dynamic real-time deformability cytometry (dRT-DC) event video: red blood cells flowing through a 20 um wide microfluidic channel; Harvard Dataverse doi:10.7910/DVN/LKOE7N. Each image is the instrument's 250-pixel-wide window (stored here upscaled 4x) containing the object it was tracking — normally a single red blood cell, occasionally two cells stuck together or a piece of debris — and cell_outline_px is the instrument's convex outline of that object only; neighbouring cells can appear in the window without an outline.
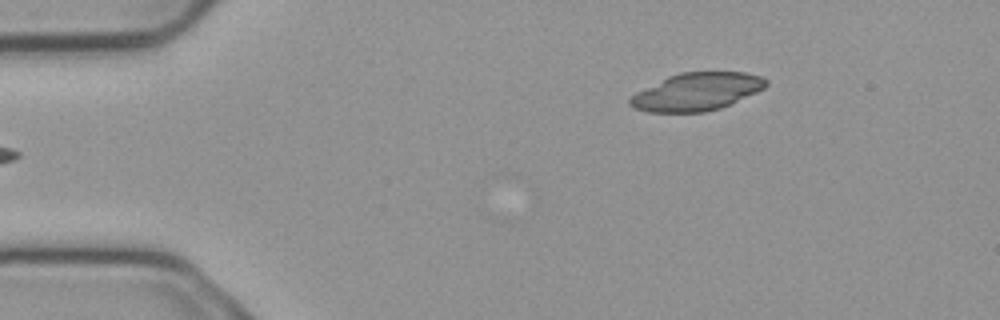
{"species": "common noctule bat (a hibernating species)", "species_latin": "Nyctalus noctula", "temperature_condition": "cold", "stored_images_in_passage": 5, "camera_frame_rate_fps": 3000, "um_per_image_px": 0.085, "animal": {"sex": "male", "body_mass_g": 23.1, "forearm_length_mm": 52.7}, "frame": {"image": 1, "passage_image": 5, "time_ms": 1.333, "image_size_px": [1000, 320], "cell_outline_px": [[768, 84], [764, 88], [756, 92], [720, 108], [704, 112], [648, 112], [632, 108], [628, 104], [628, 100], [636, 92], [668, 76], [680, 72], [744, 72], [760, 76], [768, 80]], "centroid_in_image_um": [59.19, 7.8], "position_along_channel_um": 25.8, "area_um2": 29.77}}